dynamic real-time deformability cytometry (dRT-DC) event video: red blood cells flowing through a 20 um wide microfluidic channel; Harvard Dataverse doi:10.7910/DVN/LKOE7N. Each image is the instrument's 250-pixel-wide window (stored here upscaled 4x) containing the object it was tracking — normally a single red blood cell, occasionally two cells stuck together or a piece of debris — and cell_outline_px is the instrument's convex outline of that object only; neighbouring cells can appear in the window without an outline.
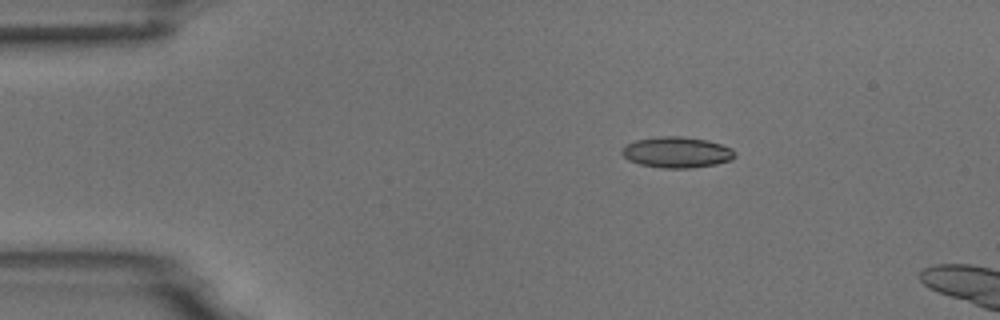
{"species": "common noctule bat (a hibernating species)", "species_latin": "Nyctalus noctula", "temperature_condition": "room temperature", "stored_images_in_passage": 3, "camera_frame_rate_fps": 3000, "um_per_image_px": 0.085, "animal": {"sex": "male", "body_mass_g": 18.8}, "frame": {"image": 1, "passage_image": 1, "time_ms": 0.0, "image_size_px": [1000, 320], "cell_outline_px": [[736, 156], [732, 160], [716, 164], [692, 168], [664, 168], [640, 164], [628, 160], [620, 152], [628, 144], [636, 140], [660, 136], [680, 136], [708, 140], [732, 148], [736, 152]], "centroid_in_image_um": [57.57, 12.95], "position_along_channel_um": 27.4, "area_um2": 20.35}}